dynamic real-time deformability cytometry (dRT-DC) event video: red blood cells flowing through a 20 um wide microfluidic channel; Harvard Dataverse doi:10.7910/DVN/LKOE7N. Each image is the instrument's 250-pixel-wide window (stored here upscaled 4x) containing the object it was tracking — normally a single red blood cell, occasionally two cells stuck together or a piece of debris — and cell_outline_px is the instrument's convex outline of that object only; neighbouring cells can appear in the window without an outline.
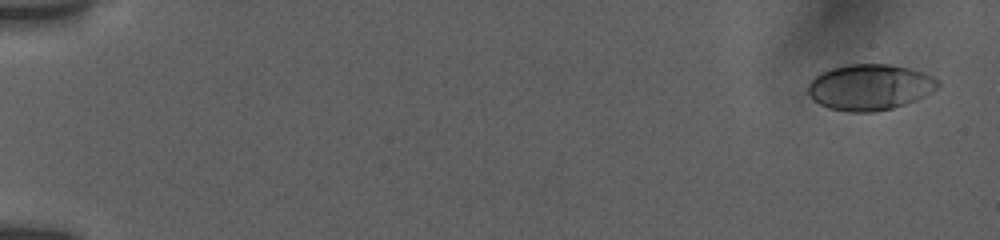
{"species": "human", "species_latin": "Homo sapiens", "temperature_condition": "room temperature", "stored_images_in_passage": 15, "camera_frame_rate_fps": 3000, "um_per_image_px": 0.085, "donor": {"sex": "female"}, "frame": {"image": 1, "passage_image": 4, "time_ms": 0.667, "image_size_px": [1000, 240], "cell_outline_px": [[940, 88], [916, 100], [892, 108], [872, 112], [848, 112], [828, 108], [812, 100], [808, 96], [808, 84], [820, 72], [832, 68], [848, 64], [888, 64], [908, 68], [924, 72], [940, 80]], "centroid_in_image_um": [73.94, 7.41], "position_along_channel_um": 11.1, "area_um2": 35.03}}